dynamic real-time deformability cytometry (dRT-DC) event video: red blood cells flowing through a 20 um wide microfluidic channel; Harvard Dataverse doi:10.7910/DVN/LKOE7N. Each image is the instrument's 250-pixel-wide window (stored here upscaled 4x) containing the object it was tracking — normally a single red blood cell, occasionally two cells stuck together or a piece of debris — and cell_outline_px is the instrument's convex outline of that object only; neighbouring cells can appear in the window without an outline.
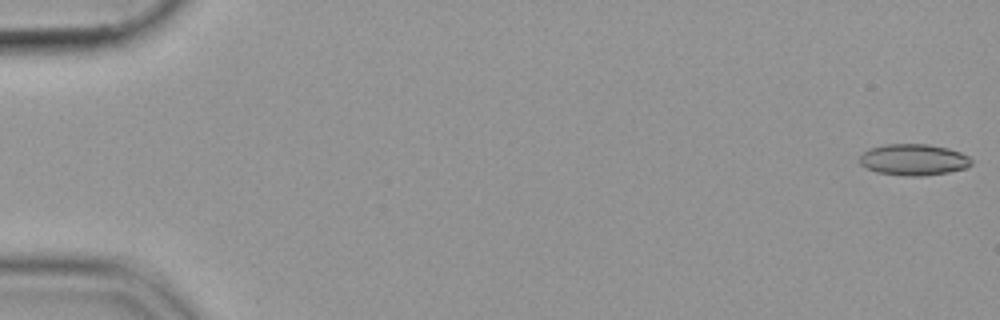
{"species": "common noctule bat (a hibernating species)", "species_latin": "Nyctalus noctula", "temperature_condition": "cold", "stored_images_in_passage": 54, "camera_frame_rate_fps": 3000, "um_per_image_px": 0.085, "animal": {"sex": "female", "body_mass_g": 19.9}, "frame": {"image": 1, "passage_image": 1, "time_ms": 0.0, "image_size_px": [1000, 320], "cell_outline_px": [[972, 164], [968, 168], [948, 172], [924, 176], [904, 176], [876, 172], [860, 164], [860, 156], [864, 152], [872, 148], [884, 144], [928, 144], [948, 148], [960, 152], [968, 156], [972, 160]], "centroid_in_image_um": [77.69, 13.58], "position_along_channel_um": 7.3, "area_um2": 20.46}}
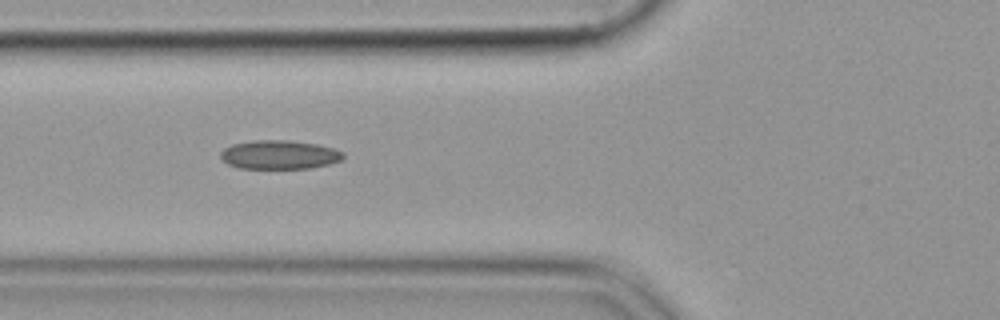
{"frame": {"image": 2, "passage_image": 21, "time_ms": 6.667, "image_size_px": [1000, 320], "cell_outline_px": [[344, 156], [340, 160], [328, 164], [312, 168], [240, 168], [228, 164], [220, 156], [220, 152], [224, 148], [232, 144], [252, 140], [288, 140], [316, 144], [332, 148], [344, 152]], "centroid_in_image_um": [23.73, 13.14], "position_along_channel_um": 102.1, "area_um2": 20.52}}
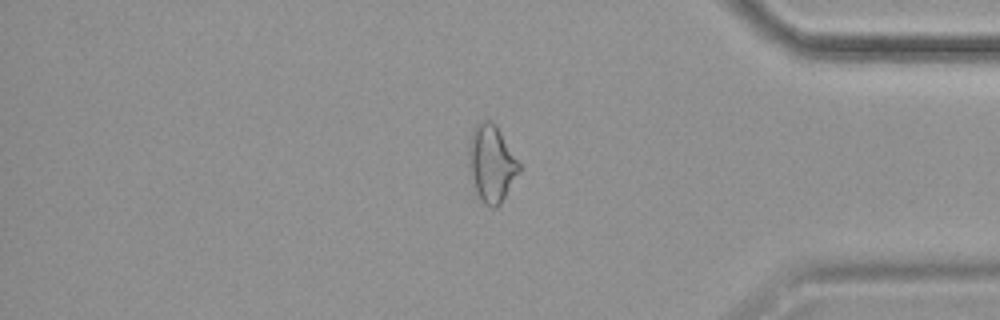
{"frame": {"image": 3, "passage_image": 46, "time_ms": 15.0, "image_size_px": [1000, 320], "cell_outline_px": [[520, 172], [500, 204], [496, 208], [492, 208], [484, 204], [476, 192], [468, 164], [468, 144], [472, 128], [480, 120], [488, 120], [496, 124], [520, 164]], "centroid_in_image_um": [41.76, 13.87], "position_along_channel_um": 393.4, "area_um2": 22.72}}